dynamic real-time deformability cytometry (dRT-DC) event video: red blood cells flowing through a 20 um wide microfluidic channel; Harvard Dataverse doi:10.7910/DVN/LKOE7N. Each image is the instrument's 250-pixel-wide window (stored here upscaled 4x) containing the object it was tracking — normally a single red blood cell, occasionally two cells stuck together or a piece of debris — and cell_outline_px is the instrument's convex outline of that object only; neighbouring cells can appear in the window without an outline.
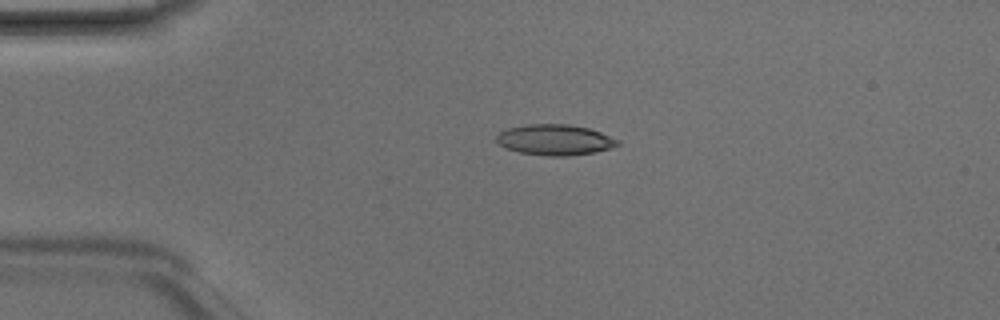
{"species": "Egyptian fruit bat (a non-hibernating species)", "species_latin": "Rousettus aegyptiacus", "temperature_condition": "room temperature", "stored_images_in_passage": 6, "camera_frame_rate_fps": 3000, "um_per_image_px": 0.085, "animal": {"sex": "male"}, "frame": {"image": 1, "passage_image": 2, "time_ms": 0.333, "image_size_px": [1000, 320], "cell_outline_px": [[620, 144], [596, 152], [568, 156], [548, 156], [520, 152], [508, 148], [500, 144], [496, 140], [496, 136], [500, 132], [508, 128], [524, 124], [568, 124], [588, 128], [600, 132], [620, 140]], "centroid_in_image_um": [47.18, 11.88], "position_along_channel_um": 37.8, "area_um2": 21.56}}